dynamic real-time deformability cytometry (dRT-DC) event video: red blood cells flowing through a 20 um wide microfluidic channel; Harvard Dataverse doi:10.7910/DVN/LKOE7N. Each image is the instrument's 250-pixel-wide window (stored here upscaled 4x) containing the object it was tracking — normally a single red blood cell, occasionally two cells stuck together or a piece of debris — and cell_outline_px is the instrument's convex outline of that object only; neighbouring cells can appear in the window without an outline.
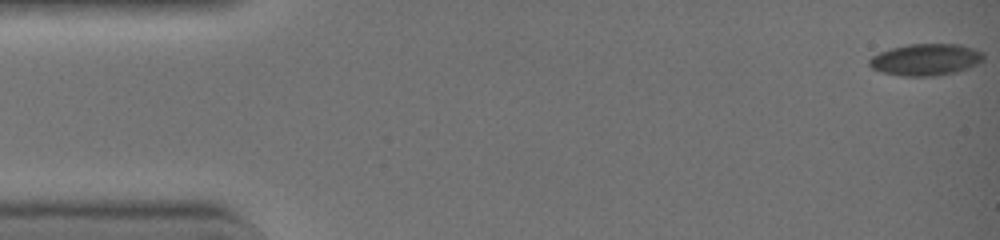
{"species": "common noctule bat (a hibernating species)", "species_latin": "Nyctalus noctula", "temperature_condition": "warm", "stored_images_in_passage": 7, "camera_frame_rate_fps": 3000, "um_per_image_px": 0.085, "animal": {"sex": "female", "body_mass_g": 19.0, "forearm_length_mm": 51.5}, "frame": {"image": 1, "passage_image": 1, "time_ms": 0.0, "image_size_px": [1000, 240], "cell_outline_px": [[984, 60], [968, 68], [952, 72], [928, 76], [904, 76], [880, 72], [872, 68], [868, 64], [868, 60], [872, 56], [880, 52], [892, 48], [908, 44], [960, 44], [984, 52]], "centroid_in_image_um": [78.67, 5.06], "position_along_channel_um": 6.3, "area_um2": 20.98}}